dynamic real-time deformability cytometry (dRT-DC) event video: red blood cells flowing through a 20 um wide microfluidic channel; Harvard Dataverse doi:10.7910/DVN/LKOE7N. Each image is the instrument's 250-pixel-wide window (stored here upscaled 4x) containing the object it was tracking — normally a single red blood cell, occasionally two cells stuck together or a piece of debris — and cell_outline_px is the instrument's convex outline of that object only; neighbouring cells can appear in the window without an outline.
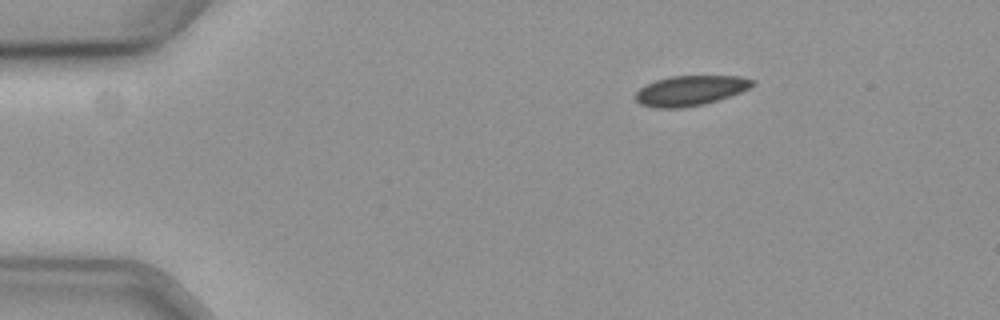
{"species": "common noctule bat (a hibernating species)", "species_latin": "Nyctalus noctula", "temperature_condition": "cold", "stored_images_in_passage": 49, "camera_frame_rate_fps": 3000, "um_per_image_px": 0.085, "animal": {"sex": "female", "body_mass_g": 19.3, "forearm_length_mm": 54.1}, "frame": {"image": 1, "passage_image": 1, "time_ms": 0.0, "image_size_px": [1000, 320], "cell_outline_px": [[756, 84], [740, 92], [704, 104], [684, 108], [656, 108], [640, 104], [636, 100], [636, 92], [640, 88], [656, 80], [668, 76], [740, 76], [756, 80]], "centroid_in_image_um": [58.68, 7.69], "position_along_channel_um": 26.3, "area_um2": 20.4}}
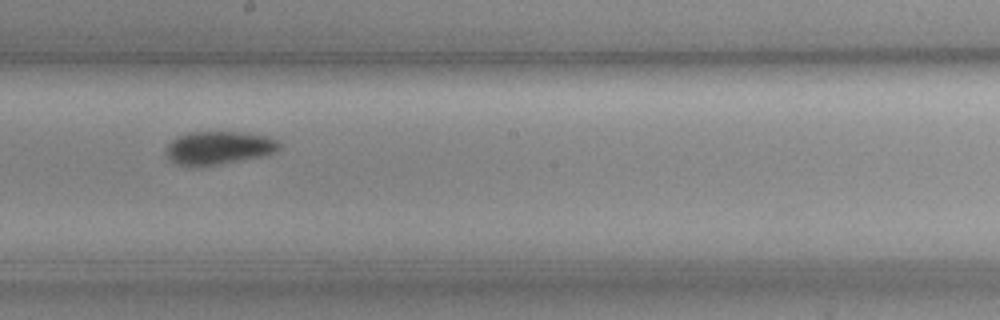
{"frame": {"image": 2, "passage_image": 24, "time_ms": 7.667, "image_size_px": [1000, 320], "cell_outline_px": [[280, 148], [276, 152], [264, 156], [216, 164], [176, 164], [168, 156], [168, 144], [176, 136], [188, 132], [240, 132], [268, 136], [276, 140], [280, 144]], "centroid_in_image_um": [18.65, 12.53], "position_along_channel_um": 229.5, "area_um2": 21.33}}
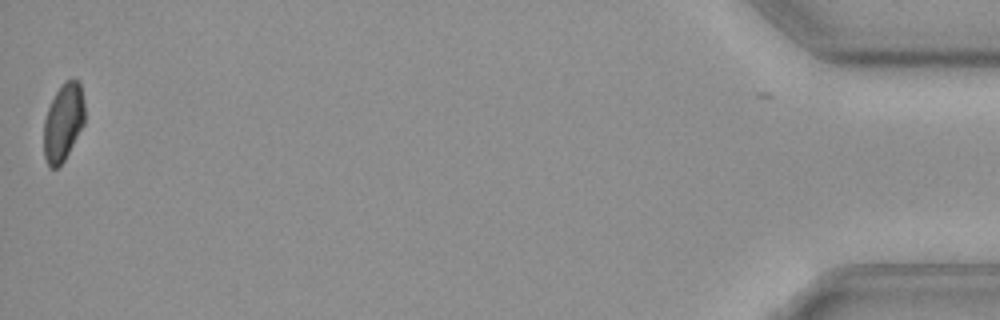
{"frame": {"image": 3, "passage_image": 49, "time_ms": 16.0, "image_size_px": [1000, 320], "cell_outline_px": [[84, 124], [64, 160], [56, 168], [48, 168], [44, 156], [44, 120], [48, 108], [56, 92], [64, 80], [72, 76], [80, 84], [84, 100]], "centroid_in_image_um": [5.37, 10.36], "position_along_channel_um": 429.8, "area_um2": 18.55}, "authors_computed_cell_mechanics": {"area_um2": 21.2704, "velocity_mm_per_s": 3.6034, "shape_relaxation_time_tau1_ms": 5.4329, "shape_relaxation_time_tau2_ms": null, "deformation_change_tau1": 0.082, "deformation_change_tau2": null}}